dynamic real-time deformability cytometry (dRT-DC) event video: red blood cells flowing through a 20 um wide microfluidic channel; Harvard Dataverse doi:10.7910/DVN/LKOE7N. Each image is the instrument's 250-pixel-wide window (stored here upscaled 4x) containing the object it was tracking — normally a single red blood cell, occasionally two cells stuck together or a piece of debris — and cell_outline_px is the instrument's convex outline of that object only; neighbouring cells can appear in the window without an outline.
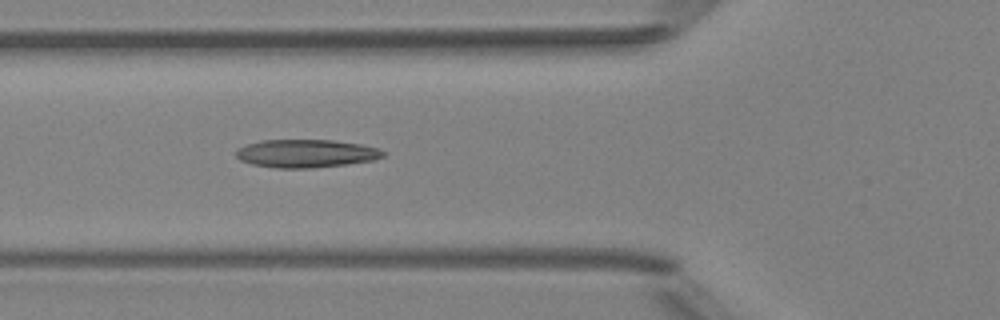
{"species": "Egyptian fruit bat (a non-hibernating species)", "species_latin": "Rousettus aegyptiacus", "temperature_condition": "room temperature", "stored_images_in_passage": 5, "camera_frame_rate_fps": 3000, "um_per_image_px": 0.085, "animal": {"sex": "female"}, "frame": {"image": 1, "passage_image": 5, "time_ms": 4.333, "image_size_px": [1000, 320], "cell_outline_px": [[388, 152], [384, 156], [372, 160], [348, 164], [312, 168], [276, 168], [252, 164], [240, 160], [236, 156], [236, 148], [260, 140], [332, 140], [360, 144], [376, 148]], "centroid_in_image_um": [26.0, 13.04], "position_along_channel_um": 99.8, "area_um2": 24.1}}